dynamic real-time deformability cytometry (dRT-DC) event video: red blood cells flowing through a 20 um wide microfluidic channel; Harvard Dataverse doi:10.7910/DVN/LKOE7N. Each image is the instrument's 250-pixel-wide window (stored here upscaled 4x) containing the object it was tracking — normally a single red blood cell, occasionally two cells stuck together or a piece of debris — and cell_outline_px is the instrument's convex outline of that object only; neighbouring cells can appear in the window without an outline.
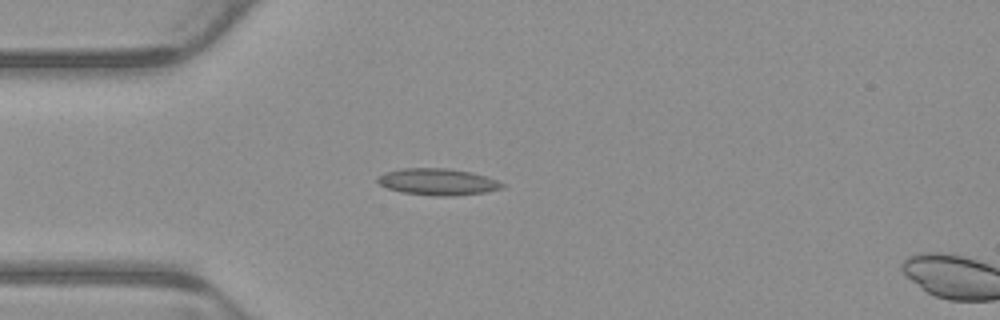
{"species": "common noctule bat (a hibernating species)", "species_latin": "Nyctalus noctula", "temperature_condition": "warm", "stored_images_in_passage": 3, "segment_of_instrument_passage": [1, 2], "camera_frame_rate_fps": 3000, "um_per_image_px": 0.085, "animal": {"sex": "male", "body_mass_g": 23.1, "forearm_length_mm": 52.7}, "frame": {"image": 1, "passage_image": 2, "time_ms": 0.333, "image_size_px": [1000, 320], "cell_outline_px": [[504, 188], [484, 192], [452, 196], [436, 196], [404, 192], [388, 188], [380, 184], [376, 180], [376, 176], [384, 172], [404, 168], [448, 168], [472, 172], [496, 180], [504, 184]], "centroid_in_image_um": [37.19, 15.44], "position_along_channel_um": 47.8, "area_um2": 19.25}}